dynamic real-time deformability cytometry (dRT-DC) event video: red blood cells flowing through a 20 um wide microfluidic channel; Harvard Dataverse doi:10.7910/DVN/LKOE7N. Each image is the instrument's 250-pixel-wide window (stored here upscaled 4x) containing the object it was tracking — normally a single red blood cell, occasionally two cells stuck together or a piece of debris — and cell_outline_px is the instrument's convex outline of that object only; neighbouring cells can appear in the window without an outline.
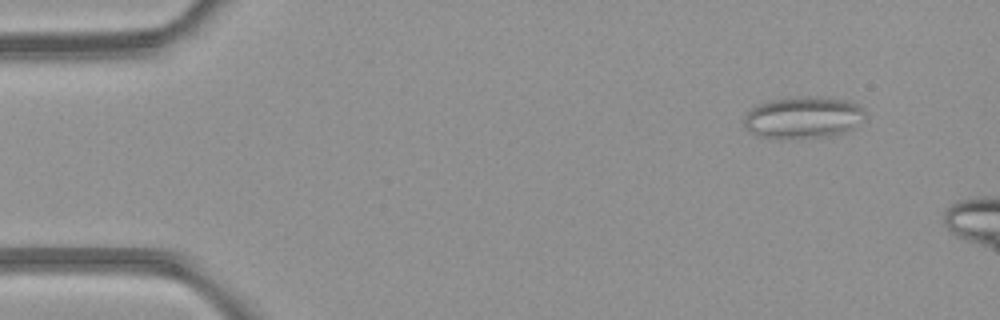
{"species": "common noctule bat (a hibernating species)", "species_latin": "Nyctalus noctula", "temperature_condition": "room temperature", "stored_images_in_passage": 10, "camera_frame_rate_fps": 3000, "um_per_image_px": 0.085, "animal": {"sex": "female", "body_mass_g": 21.9}, "frame": {"image": 1, "passage_image": 4, "time_ms": 1.0, "image_size_px": [1000, 320], "cell_outline_px": [[868, 116], [844, 132], [824, 136], [760, 136], [752, 132], [744, 124], [744, 116], [756, 104], [788, 96], [820, 96], [848, 100], [864, 108]], "centroid_in_image_um": [68.31, 9.91], "position_along_channel_um": 16.7, "area_um2": 28.96}}